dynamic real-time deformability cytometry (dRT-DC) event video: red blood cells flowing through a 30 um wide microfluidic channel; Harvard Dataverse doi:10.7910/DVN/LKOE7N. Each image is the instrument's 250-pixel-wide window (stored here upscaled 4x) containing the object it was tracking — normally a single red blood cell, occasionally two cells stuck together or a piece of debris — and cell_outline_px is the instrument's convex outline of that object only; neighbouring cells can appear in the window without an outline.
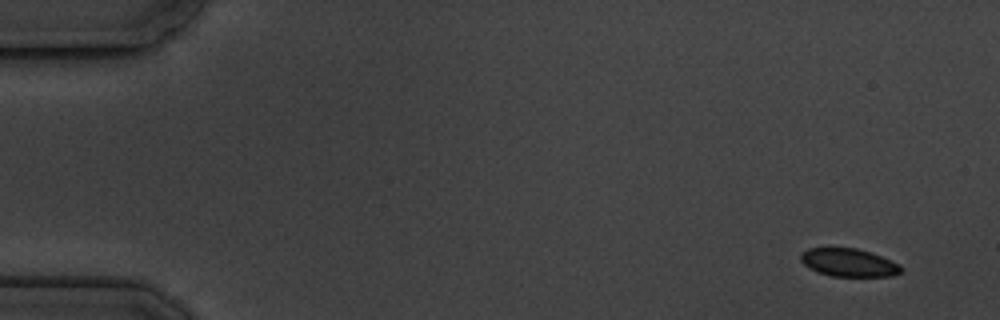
{"species": "common noctule bat (a hibernating species)", "species_latin": "Nyctalus noctula", "temperature_condition": "cold", "stored_images_in_passage": 5, "camera_frame_rate_fps": 3000, "um_per_image_px": 0.085, "animal": {"sex": "male", "body_mass_g": 19.5, "forearm_length_mm": 54.6}, "frame": {"image": 1, "passage_image": 1, "time_ms": 0.0, "image_size_px": [1000, 320], "cell_outline_px": [[904, 272], [892, 276], [832, 276], [808, 268], [800, 260], [800, 252], [808, 248], [856, 248], [880, 256], [900, 264], [904, 268]], "centroid_in_image_um": [72.15, 22.32], "position_along_channel_um": 12.8, "area_um2": 16.42}}
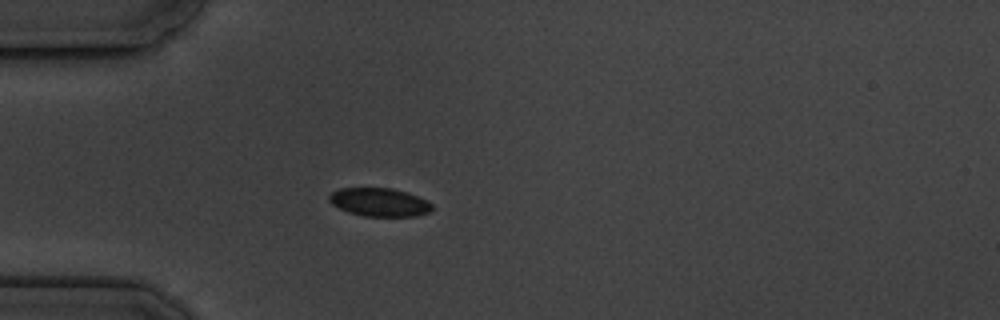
{"frame": {"image": 2, "passage_image": 4, "time_ms": 4.333, "image_size_px": [1000, 320], "cell_outline_px": [[432, 208], [428, 212], [416, 216], [364, 216], [348, 212], [332, 204], [328, 200], [328, 196], [332, 192], [340, 188], [392, 188], [408, 192], [428, 200], [432, 204]], "centroid_in_image_um": [32.25, 17.18], "position_along_channel_um": 52.7, "area_um2": 17.05}}